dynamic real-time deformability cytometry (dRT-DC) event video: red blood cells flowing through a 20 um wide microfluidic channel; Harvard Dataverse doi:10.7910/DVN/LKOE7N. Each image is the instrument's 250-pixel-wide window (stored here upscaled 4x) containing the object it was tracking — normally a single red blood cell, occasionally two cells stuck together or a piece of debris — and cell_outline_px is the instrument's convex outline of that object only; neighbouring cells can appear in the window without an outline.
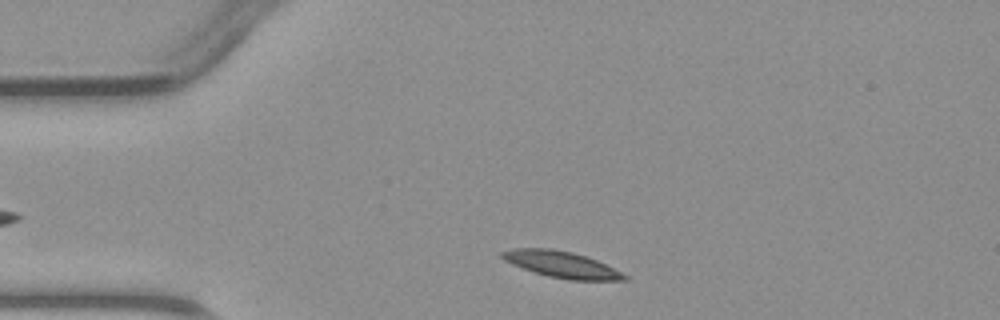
{"species": "common noctule bat (a hibernating species)", "species_latin": "Nyctalus noctula", "temperature_condition": "warm", "stored_images_in_passage": 3, "camera_frame_rate_fps": 3000, "um_per_image_px": 0.085, "animal": {"sex": "male", "body_mass_g": 23.1, "forearm_length_mm": 52.7}, "frame": {"image": 1, "passage_image": 2, "time_ms": 1.0, "image_size_px": [1000, 320], "cell_outline_px": [[628, 280], [568, 280], [548, 276], [512, 264], [504, 260], [500, 256], [500, 252], [516, 248], [552, 248], [572, 252], [596, 260], [628, 276]], "centroid_in_image_um": [47.71, 22.47], "position_along_channel_um": 37.3, "area_um2": 18.5}}